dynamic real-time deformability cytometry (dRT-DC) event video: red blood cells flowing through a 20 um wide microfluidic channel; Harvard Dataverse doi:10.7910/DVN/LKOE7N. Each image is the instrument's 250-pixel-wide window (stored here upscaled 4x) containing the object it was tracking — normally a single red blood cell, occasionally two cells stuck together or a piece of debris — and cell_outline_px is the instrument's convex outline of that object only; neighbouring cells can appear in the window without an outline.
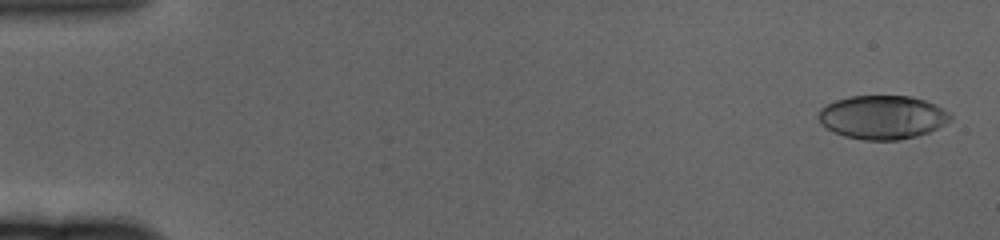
{"species": "human", "species_latin": "Homo sapiens", "temperature_condition": "cold", "stored_images_in_passage": 62, "camera_frame_rate_fps": 3000, "um_per_image_px": 0.085, "donor": {"sex": "female"}, "frame": {"image": 1, "passage_image": 2, "time_ms": 0.333, "image_size_px": [1000, 240], "cell_outline_px": [[952, 120], [928, 132], [916, 136], [900, 140], [864, 140], [844, 136], [832, 132], [820, 124], [816, 116], [820, 108], [836, 100], [848, 96], [912, 96], [936, 104], [952, 112]], "centroid_in_image_um": [75.0, 9.96], "position_along_channel_um": 10.0, "area_um2": 33.99}}
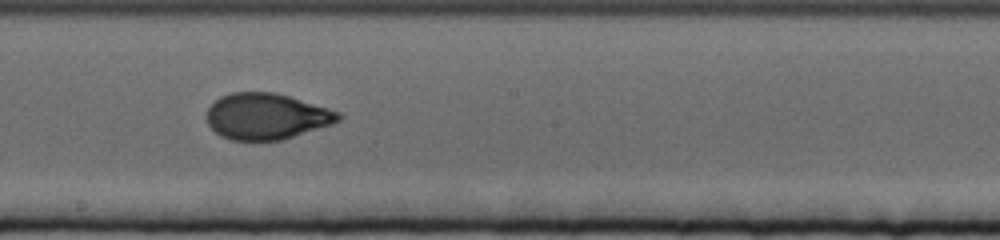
{"frame": {"image": 2, "passage_image": 35, "time_ms": 11.333, "image_size_px": [1000, 240], "cell_outline_px": [[344, 116], [340, 120], [332, 124], [280, 140], [232, 140], [220, 136], [208, 124], [208, 108], [220, 96], [232, 92], [272, 92], [288, 96], [328, 108], [340, 112]], "centroid_in_image_um": [22.66, 9.88], "position_along_channel_um": 225.5, "area_um2": 35.08}}
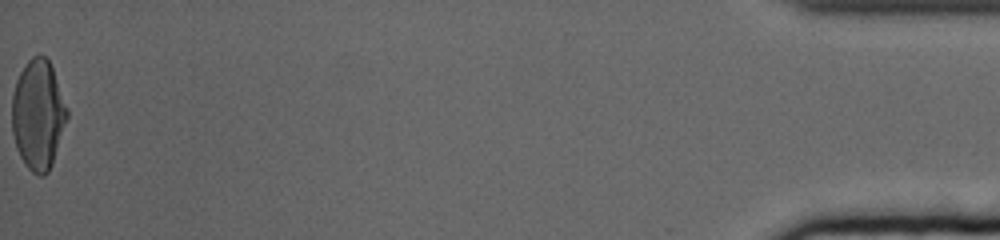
{"frame": {"image": 3, "passage_image": 62, "time_ms": 20.333, "image_size_px": [1000, 240], "cell_outline_px": [[68, 116], [52, 164], [48, 172], [44, 176], [40, 176], [32, 172], [28, 168], [20, 156], [16, 148], [12, 132], [12, 96], [16, 80], [24, 64], [32, 56], [44, 56], [48, 60], [52, 68], [68, 108]], "centroid_in_image_um": [3.23, 9.76], "position_along_channel_um": 432.0, "area_um2": 35.2}, "authors_computed_cell_mechanics": {"area_um2": 34.8823, "velocity_mm_per_s": 3.3179, "shape_relaxation_time_tau1_ms": 4.2759, "shape_relaxation_time_tau2_ms": 1.0583, "deformation_change_tau1": 0.1821, "deformation_change_tau2": 0.0545}}